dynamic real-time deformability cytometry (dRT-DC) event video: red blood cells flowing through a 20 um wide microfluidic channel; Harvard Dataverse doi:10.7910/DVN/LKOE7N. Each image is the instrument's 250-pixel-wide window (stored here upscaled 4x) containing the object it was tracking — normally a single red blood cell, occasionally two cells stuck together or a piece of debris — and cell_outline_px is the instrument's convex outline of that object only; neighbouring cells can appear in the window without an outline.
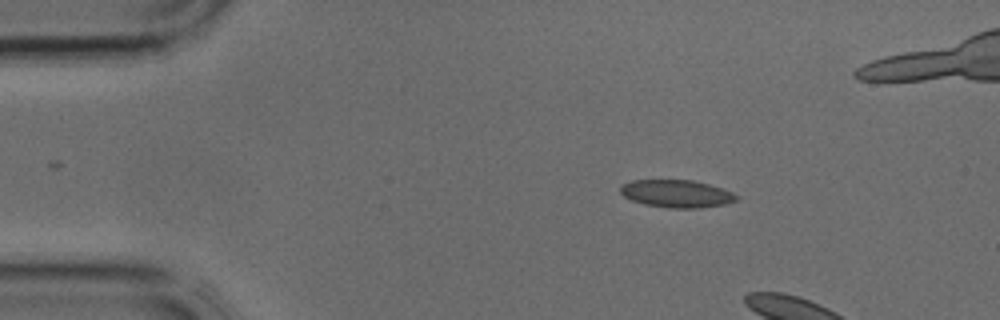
{"species": "common noctule bat (a hibernating species)", "species_latin": "Nyctalus noctula", "temperature_condition": "cold", "stored_images_in_passage": 9, "camera_frame_rate_fps": 3000, "um_per_image_px": 0.085, "animal": {"sex": "male", "body_mass_g": 17.9, "forearm_length_mm": 54.2}, "frame": {"image": 1, "passage_image": 6, "time_ms": 1.667, "image_size_px": [1000, 320], "cell_outline_px": [[740, 200], [724, 204], [700, 208], [668, 208], [644, 204], [632, 200], [624, 196], [620, 192], [620, 184], [632, 180], [692, 180], [708, 184], [732, 192], [740, 196]], "centroid_in_image_um": [57.52, 16.46], "position_along_channel_um": 27.5, "area_um2": 18.79}}